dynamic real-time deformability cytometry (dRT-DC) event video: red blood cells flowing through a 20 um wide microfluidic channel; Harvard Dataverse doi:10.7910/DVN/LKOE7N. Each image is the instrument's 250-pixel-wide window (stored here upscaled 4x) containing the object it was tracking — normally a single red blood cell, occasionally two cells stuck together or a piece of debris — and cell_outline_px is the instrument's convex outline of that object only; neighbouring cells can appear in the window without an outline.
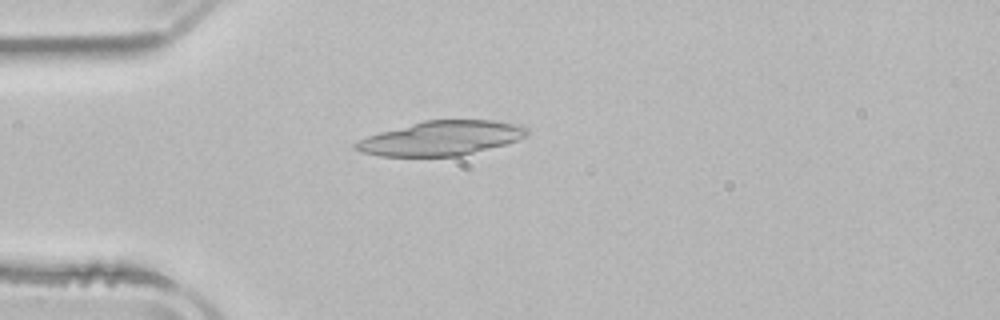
{"species": "common noctule bat (a hibernating species)", "species_latin": "Nyctalus noctula", "temperature_condition": "room temperature", "stored_images_in_passage": 2, "camera_frame_rate_fps": 3000, "um_per_image_px": 0.085, "animal": {"sex": "male", "body_mass_g": 21.5, "forearm_length_mm": 52.0}, "frame": {"image": 1, "passage_image": 2, "time_ms": 1.333, "image_size_px": [1000, 320], "cell_outline_px": [[528, 132], [524, 136], [508, 144], [460, 156], [380, 156], [360, 152], [352, 144], [368, 136], [380, 132], [424, 120], [492, 120], [524, 124], [528, 128]], "centroid_in_image_um": [37.55, 11.74], "position_along_channel_um": 47.5, "area_um2": 34.39}}